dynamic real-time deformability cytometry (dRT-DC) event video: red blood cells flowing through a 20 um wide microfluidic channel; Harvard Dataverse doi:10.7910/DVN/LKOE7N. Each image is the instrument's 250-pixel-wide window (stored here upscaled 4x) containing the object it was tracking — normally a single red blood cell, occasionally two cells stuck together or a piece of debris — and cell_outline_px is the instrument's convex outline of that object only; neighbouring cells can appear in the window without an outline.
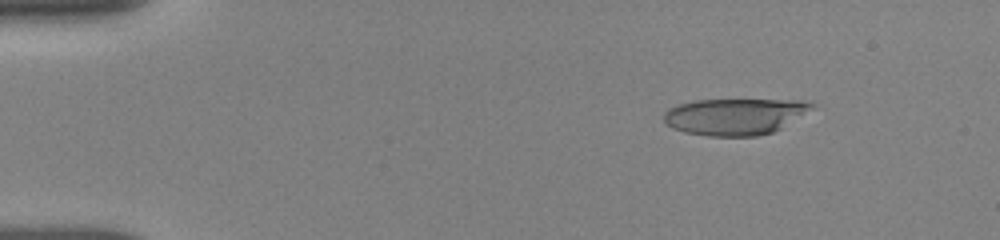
{"species": "human", "species_latin": "Homo sapiens", "temperature_condition": "room temperature", "stored_images_in_passage": 15, "camera_frame_rate_fps": 3000, "um_per_image_px": 0.085, "donor": {"sex": "female"}, "frame": {"image": 1, "passage_image": 3, "time_ms": 2.0, "image_size_px": [1000, 240], "cell_outline_px": [[816, 108], [780, 128], [772, 132], [756, 136], [708, 136], [684, 132], [672, 128], [664, 124], [664, 112], [668, 108], [680, 104], [696, 100], [804, 100], [816, 104]], "centroid_in_image_um": [62.47, 9.9], "position_along_channel_um": 22.5, "area_um2": 31.62}}
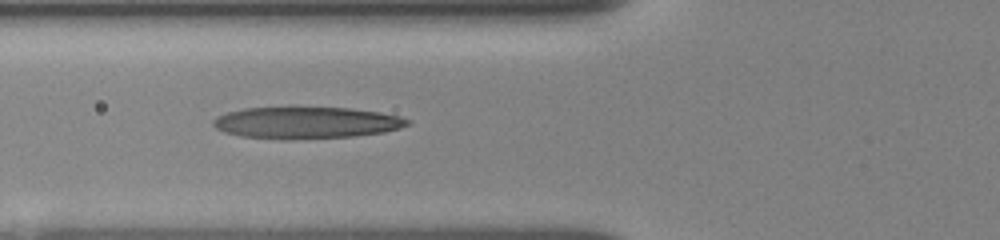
{"frame": {"image": 2, "passage_image": 12, "time_ms": 6.333, "image_size_px": [1000, 240], "cell_outline_px": [[412, 120], [408, 124], [400, 128], [384, 132], [352, 136], [288, 140], [284, 140], [240, 136], [224, 132], [216, 128], [212, 124], [212, 120], [216, 116], [228, 112], [244, 108], [292, 104], [296, 104], [352, 108], [380, 112], [400, 116]], "centroid_in_image_um": [25.99, 10.38], "position_along_channel_um": 99.8, "area_um2": 37.57}}
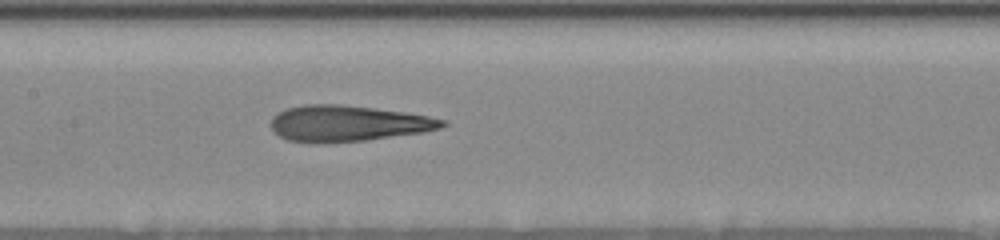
{"frame": {"image": 3, "passage_image": 15, "time_ms": 8.333, "image_size_px": [1000, 240], "cell_outline_px": [[448, 124], [440, 128], [424, 132], [364, 140], [288, 140], [280, 136], [272, 128], [272, 116], [276, 112], [288, 108], [304, 104], [340, 104], [376, 108], [404, 112], [428, 116], [448, 120]], "centroid_in_image_um": [29.64, 10.44], "position_along_channel_um": 177.8, "area_um2": 34.97}}